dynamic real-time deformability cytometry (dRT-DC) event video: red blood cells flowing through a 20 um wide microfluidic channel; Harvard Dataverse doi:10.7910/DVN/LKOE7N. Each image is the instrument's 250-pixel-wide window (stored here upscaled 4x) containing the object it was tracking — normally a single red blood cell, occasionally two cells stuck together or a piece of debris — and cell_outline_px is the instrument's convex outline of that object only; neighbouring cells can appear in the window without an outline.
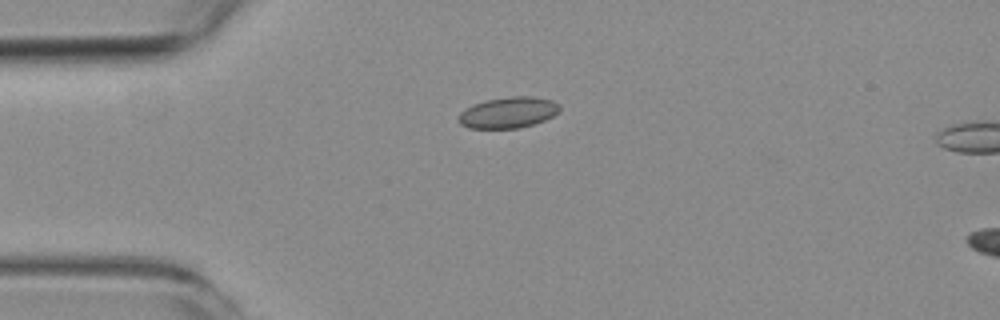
{"species": "common noctule bat (a hibernating species)", "species_latin": "Nyctalus noctula", "temperature_condition": "room temperature", "stored_images_in_passage": 2, "camera_frame_rate_fps": 3000, "um_per_image_px": 0.085, "animal": {"sex": "female", "body_mass_g": 19.3, "forearm_length_mm": 54.1}, "frame": {"image": 1, "passage_image": 1, "time_ms": 0.0, "image_size_px": [1000, 320], "cell_outline_px": [[560, 108], [552, 116], [544, 120], [520, 128], [468, 128], [460, 124], [460, 112], [472, 104], [484, 100], [512, 96], [532, 96], [552, 100], [560, 104]], "centroid_in_image_um": [43.19, 9.55], "position_along_channel_um": 41.8, "area_um2": 18.21}}